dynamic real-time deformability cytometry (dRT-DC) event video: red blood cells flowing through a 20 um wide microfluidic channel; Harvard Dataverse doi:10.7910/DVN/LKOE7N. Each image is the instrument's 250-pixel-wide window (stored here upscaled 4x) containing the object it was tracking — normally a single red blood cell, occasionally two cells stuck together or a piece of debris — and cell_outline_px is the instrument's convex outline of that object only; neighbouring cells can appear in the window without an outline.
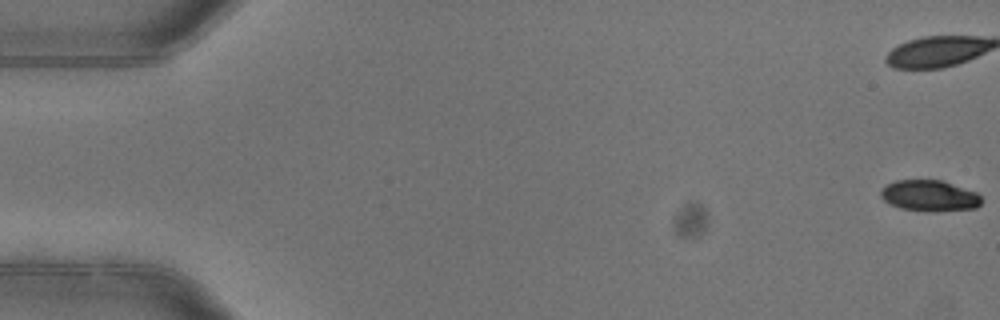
{"species": "common noctule bat (a hibernating species)", "species_latin": "Nyctalus noctula", "temperature_condition": "warm", "stored_images_in_passage": 6, "camera_frame_rate_fps": 3000, "um_per_image_px": 0.085, "animal": {"sex": "female"}, "frame": {"image": 1, "passage_image": 1, "time_ms": 0.0, "image_size_px": [1000, 320], "cell_outline_px": [[980, 204], [976, 208], [900, 208], [884, 200], [880, 196], [880, 192], [888, 184], [896, 180], [944, 180], [976, 192], [980, 196]], "centroid_in_image_um": [78.99, 16.56], "position_along_channel_um": 6.0, "area_um2": 17.05}}